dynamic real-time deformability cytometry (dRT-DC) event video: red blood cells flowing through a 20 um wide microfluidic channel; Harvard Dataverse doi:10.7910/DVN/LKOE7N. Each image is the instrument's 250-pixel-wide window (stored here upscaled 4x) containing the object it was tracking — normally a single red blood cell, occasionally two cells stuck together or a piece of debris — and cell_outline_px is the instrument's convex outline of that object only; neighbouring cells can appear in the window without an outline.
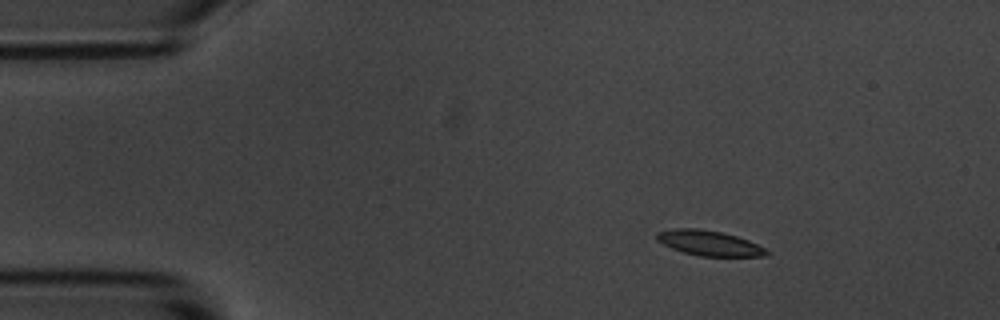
{"species": "common noctule bat (a hibernating species)", "species_latin": "Nyctalus noctula", "temperature_condition": "room temperature", "stored_images_in_passage": 48, "camera_frame_rate_fps": 3000, "um_per_image_px": 0.085, "animal": {"sex": "male", "body_mass_g": 20.1, "forearm_length_mm": 53.5}, "frame": {"image": 1, "passage_image": 1, "time_ms": 0.0, "image_size_px": [1000, 320], "cell_outline_px": [[772, 252], [764, 256], [700, 256], [684, 252], [672, 248], [656, 240], [656, 232], [672, 228], [700, 228], [720, 232], [736, 236], [748, 240]], "centroid_in_image_um": [60.26, 20.65], "position_along_channel_um": 24.7, "area_um2": 16.01}}
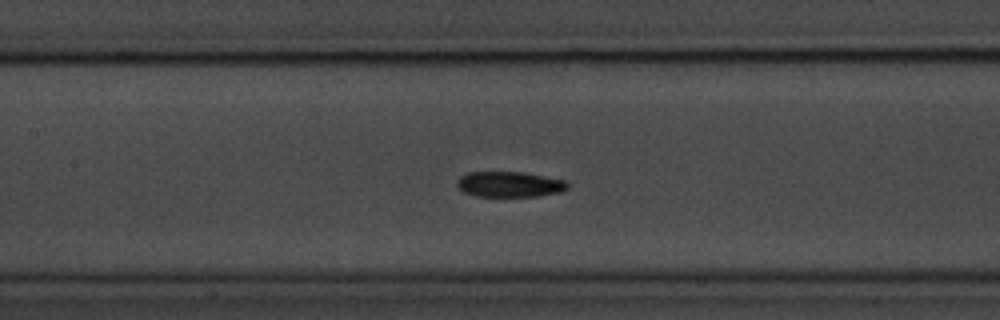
{"frame": {"image": 2, "passage_image": 18, "time_ms": 5.667, "image_size_px": [1000, 320], "cell_outline_px": [[568, 188], [560, 192], [540, 196], [476, 196], [464, 192], [456, 184], [456, 180], [460, 176], [468, 172], [524, 172], [568, 180]], "centroid_in_image_um": [43.34, 15.66], "position_along_channel_um": 164.1, "area_um2": 16.59}}
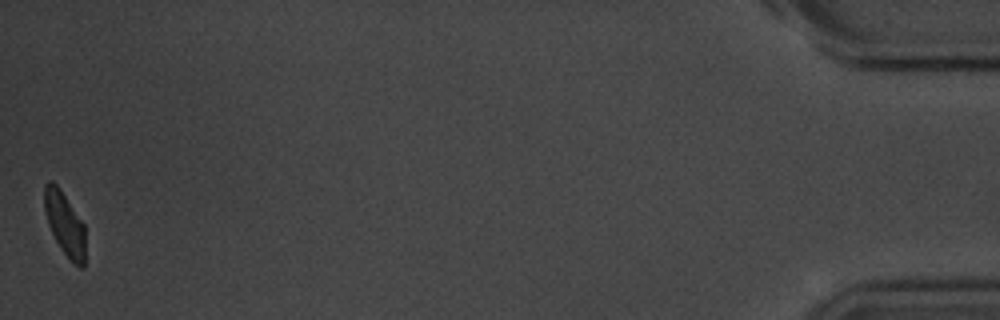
{"frame": {"image": 3, "passage_image": 48, "time_ms": 15.667, "image_size_px": [1000, 320], "cell_outline_px": [[84, 268], [80, 268], [72, 264], [68, 260], [60, 248], [48, 224], [44, 212], [44, 184], [52, 180], [60, 188], [84, 224]], "centroid_in_image_um": [5.49, 19.04], "position_along_channel_um": 429.7, "area_um2": 15.26}, "authors_computed_cell_mechanics": {"area_um2": 16.6464, "velocity_mm_per_s": 3.6079, "shape_relaxation_time_tau1_ms": 2.4192, "shape_relaxation_time_tau2_ms": 5.3097, "deformation_change_tau1": 0.1392, "deformation_change_tau2": 0.1167}}